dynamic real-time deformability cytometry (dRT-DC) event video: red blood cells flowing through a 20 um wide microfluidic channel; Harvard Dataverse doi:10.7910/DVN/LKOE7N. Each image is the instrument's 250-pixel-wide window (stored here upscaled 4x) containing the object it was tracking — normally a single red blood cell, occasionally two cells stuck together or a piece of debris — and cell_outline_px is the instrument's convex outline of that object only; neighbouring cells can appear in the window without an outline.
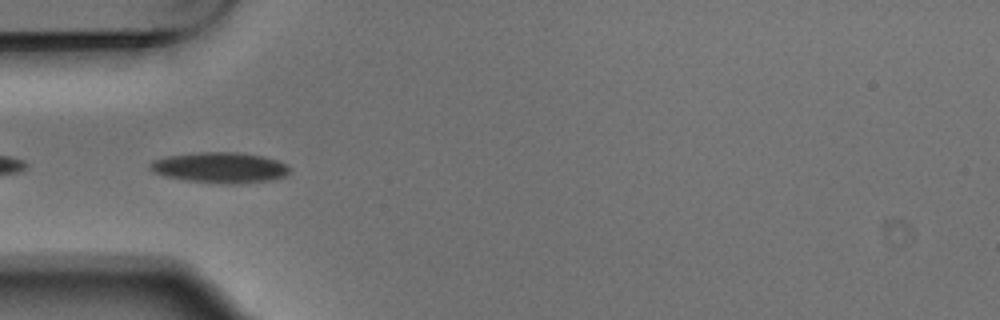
{"species": "Egyptian fruit bat (a non-hibernating species)", "species_latin": "Rousettus aegyptiacus", "temperature_condition": "warm", "stored_images_in_passage": 7, "camera_frame_rate_fps": 3000, "um_per_image_px": 0.085, "animal": {"sex": "male"}, "frame": {"image": 1, "passage_image": 4, "time_ms": 1.0, "image_size_px": [1000, 320], "cell_outline_px": [[292, 168], [284, 176], [272, 180], [232, 184], [184, 180], [164, 176], [152, 172], [148, 168], [148, 164], [152, 160], [168, 156], [200, 152], [236, 152], [264, 156], [288, 164]], "centroid_in_image_um": [18.69, 14.24], "position_along_channel_um": 66.3, "area_um2": 25.03}}
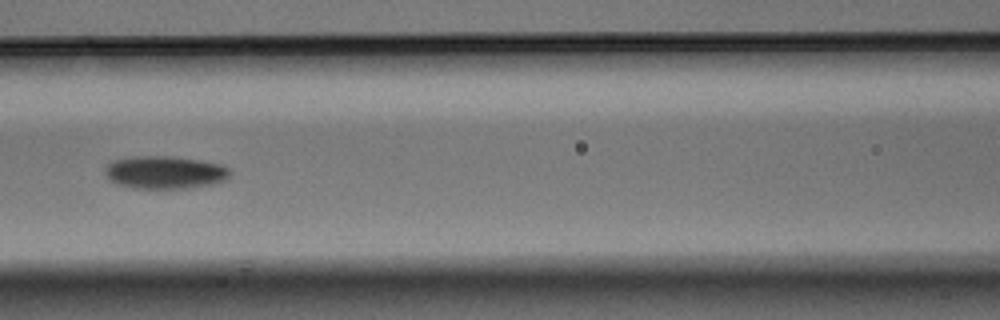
{"frame": {"image": 2, "passage_image": 6, "time_ms": 1.667, "image_size_px": [1000, 320], "cell_outline_px": [[232, 172], [228, 180], [212, 184], [192, 188], [132, 188], [116, 184], [104, 172], [104, 168], [112, 160], [132, 156], [172, 156], [200, 160], [220, 164], [228, 168]], "centroid_in_image_um": [14.04, 14.65], "position_along_channel_um": 152.6, "area_um2": 24.16}}
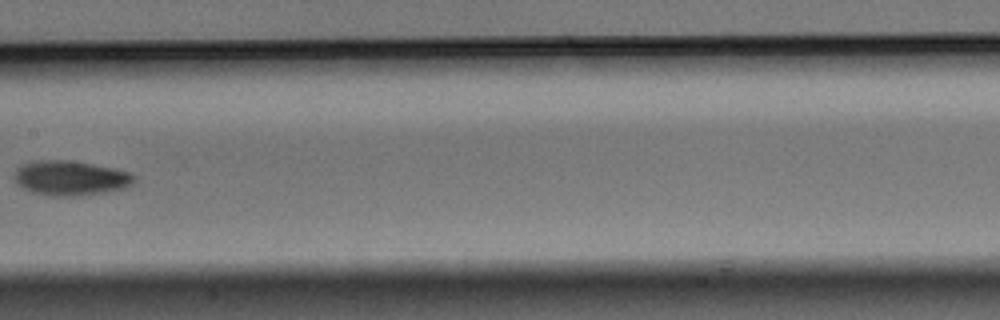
{"frame": {"image": 3, "passage_image": 7, "time_ms": 2.0, "image_size_px": [1000, 320], "cell_outline_px": [[136, 180], [132, 184], [124, 188], [104, 192], [72, 196], [52, 196], [32, 192], [16, 184], [16, 168], [20, 164], [40, 160], [68, 160], [92, 164], [112, 168], [128, 172], [136, 176]], "centroid_in_image_um": [5.98, 15.13], "position_along_channel_um": 201.4, "area_um2": 24.04}}